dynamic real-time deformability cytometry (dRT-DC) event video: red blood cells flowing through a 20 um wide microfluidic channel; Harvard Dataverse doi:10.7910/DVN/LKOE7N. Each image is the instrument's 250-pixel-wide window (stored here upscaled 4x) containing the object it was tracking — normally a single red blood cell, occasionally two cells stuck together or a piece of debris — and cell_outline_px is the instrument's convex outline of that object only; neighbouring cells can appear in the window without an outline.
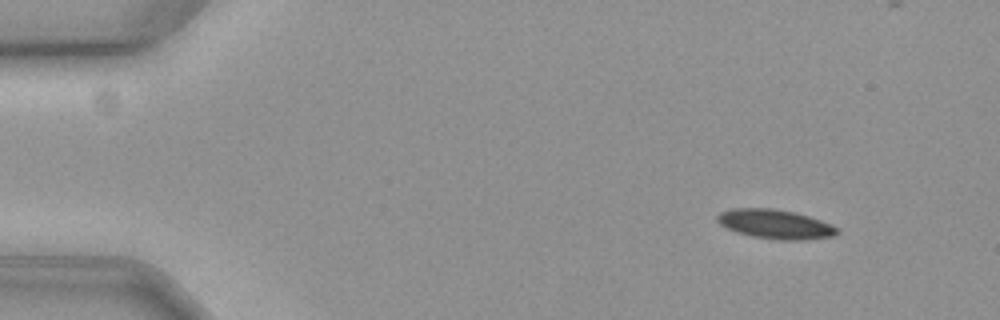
{"species": "common noctule bat (a hibernating species)", "species_latin": "Nyctalus noctula", "temperature_condition": "cold", "stored_images_in_passage": 58, "camera_frame_rate_fps": 3000, "um_per_image_px": 0.085, "animal": {"sex": "female", "body_mass_g": 19.3, "forearm_length_mm": 54.1}, "frame": {"image": 1, "passage_image": 6, "time_ms": 1.667, "image_size_px": [1000, 320], "cell_outline_px": [[840, 232], [832, 236], [800, 240], [780, 240], [752, 236], [736, 232], [720, 224], [716, 220], [716, 216], [720, 212], [736, 208], [772, 208], [792, 212], [808, 216], [820, 220], [836, 228]], "centroid_in_image_um": [65.85, 19.05], "position_along_channel_um": 19.2, "area_um2": 20.11}}
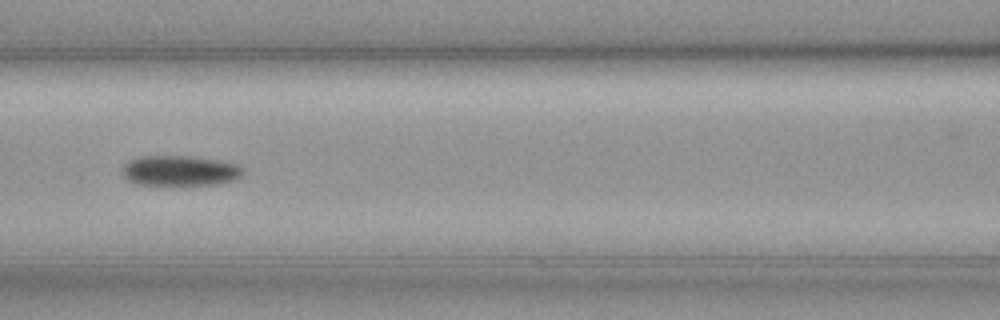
{"frame": {"image": 2, "passage_image": 26, "time_ms": 8.333, "image_size_px": [1000, 320], "cell_outline_px": [[244, 172], [236, 180], [216, 184], [136, 184], [128, 180], [124, 176], [124, 164], [128, 160], [140, 156], [192, 156], [216, 160], [236, 164], [244, 168]], "centroid_in_image_um": [15.31, 14.5], "position_along_channel_um": 151.3, "area_um2": 21.1}}
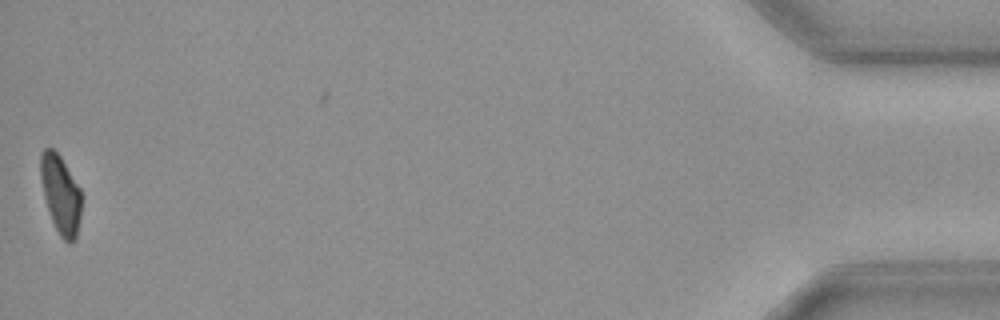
{"frame": {"image": 3, "passage_image": 58, "time_ms": 19.0, "image_size_px": [1000, 320], "cell_outline_px": [[80, 216], [76, 240], [72, 244], [68, 244], [60, 236], [52, 220], [44, 196], [40, 176], [40, 156], [44, 148], [52, 148], [60, 156], [80, 188]], "centroid_in_image_um": [5.15, 16.54], "position_along_channel_um": 430.0, "area_um2": 18.5}, "authors_computed_cell_mechanics": {"area_um2": 20.9814, "velocity_mm_per_s": 3.5526, "shape_relaxation_time_tau1_ms": 5.5961, "shape_relaxation_time_tau2_ms": null, "deformation_change_tau1": 0.1095, "deformation_change_tau2": null}}